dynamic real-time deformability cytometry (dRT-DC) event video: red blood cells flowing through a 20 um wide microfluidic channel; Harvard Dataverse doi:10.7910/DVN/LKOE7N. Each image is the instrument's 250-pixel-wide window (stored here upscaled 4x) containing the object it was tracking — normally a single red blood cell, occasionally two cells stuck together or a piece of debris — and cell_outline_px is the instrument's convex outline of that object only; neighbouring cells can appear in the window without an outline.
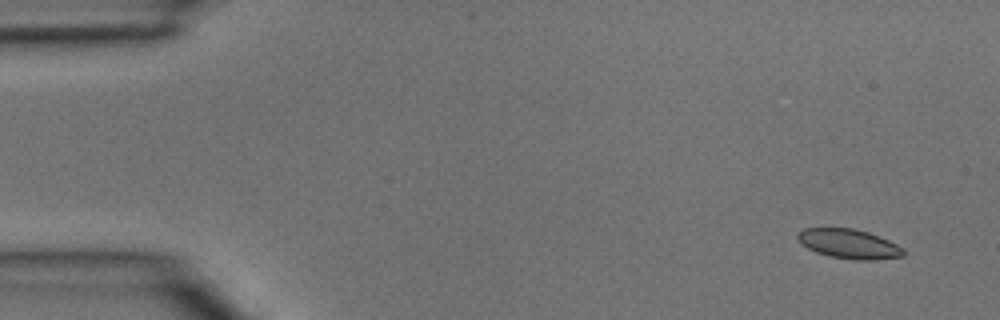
{"species": "common noctule bat (a hibernating species)", "species_latin": "Nyctalus noctula", "temperature_condition": "room temperature", "stored_images_in_passage": 4, "camera_frame_rate_fps": 3000, "um_per_image_px": 0.085, "animal": {"sex": "male", "body_mass_g": 15.6}, "frame": {"image": 1, "passage_image": 1, "time_ms": 0.0, "image_size_px": [1000, 320], "cell_outline_px": [[904, 256], [872, 260], [852, 260], [828, 256], [816, 252], [808, 248], [796, 236], [796, 232], [804, 228], [852, 228], [868, 232], [880, 236], [904, 248]], "centroid_in_image_um": [72.17, 20.73], "position_along_channel_um": 12.8, "area_um2": 18.21}}
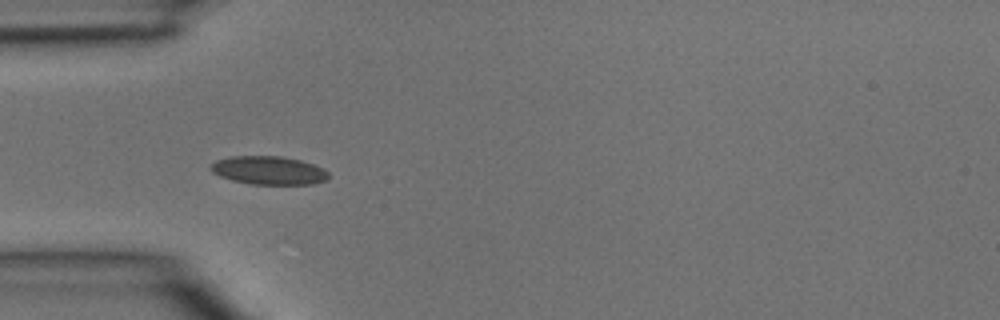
{"frame": {"image": 2, "passage_image": 4, "time_ms": 1.0, "image_size_px": [1000, 320], "cell_outline_px": [[328, 180], [312, 184], [252, 184], [232, 180], [220, 176], [212, 172], [208, 168], [216, 160], [232, 156], [280, 156], [300, 160], [324, 168], [328, 172]], "centroid_in_image_um": [22.84, 14.48], "position_along_channel_um": 62.2, "area_um2": 19.48}}